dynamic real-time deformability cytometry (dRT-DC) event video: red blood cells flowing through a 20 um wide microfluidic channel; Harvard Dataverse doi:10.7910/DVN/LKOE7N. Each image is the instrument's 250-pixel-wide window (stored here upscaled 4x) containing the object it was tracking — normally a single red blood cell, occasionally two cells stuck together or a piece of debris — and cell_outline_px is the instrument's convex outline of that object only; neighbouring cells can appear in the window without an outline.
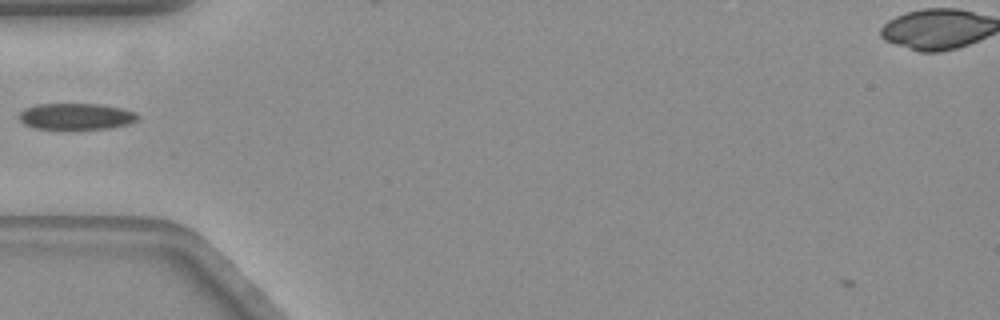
{"species": "common noctule bat (a hibernating species)", "species_latin": "Nyctalus noctula", "temperature_condition": "warm", "stored_images_in_passage": 42, "camera_frame_rate_fps": 3000, "um_per_image_px": 0.085, "animal": {"sex": "female", "body_mass_g": 19.3, "forearm_length_mm": 54.1}, "frame": {"image": 1, "passage_image": 3, "time_ms": 0.667, "image_size_px": [1000, 320], "cell_outline_px": [[140, 120], [128, 124], [112, 128], [64, 132], [36, 128], [24, 124], [20, 120], [20, 112], [24, 108], [36, 104], [100, 104], [120, 108], [136, 112], [140, 116]], "centroid_in_image_um": [6.49, 9.94], "position_along_channel_um": 78.5, "area_um2": 19.19}}
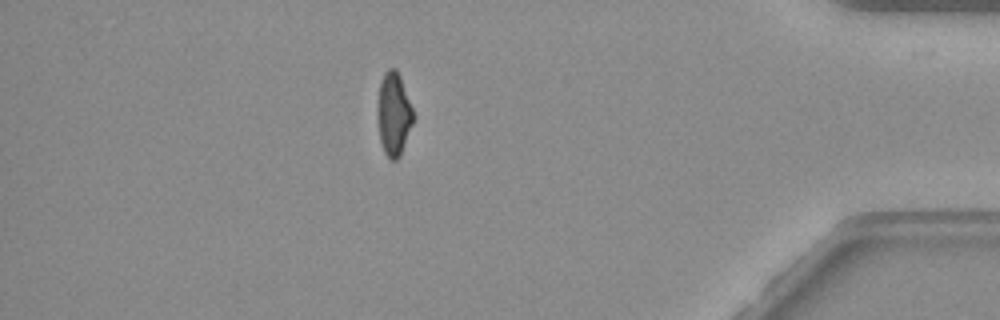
{"frame": {"image": 2, "passage_image": 34, "time_ms": 11.0, "image_size_px": [1000, 320], "cell_outline_px": [[412, 124], [400, 156], [396, 160], [392, 160], [384, 152], [380, 140], [376, 116], [376, 108], [380, 80], [384, 72], [388, 68], [396, 68], [400, 76], [412, 108]], "centroid_in_image_um": [33.42, 9.66], "position_along_channel_um": 401.8, "area_um2": 17.34}}
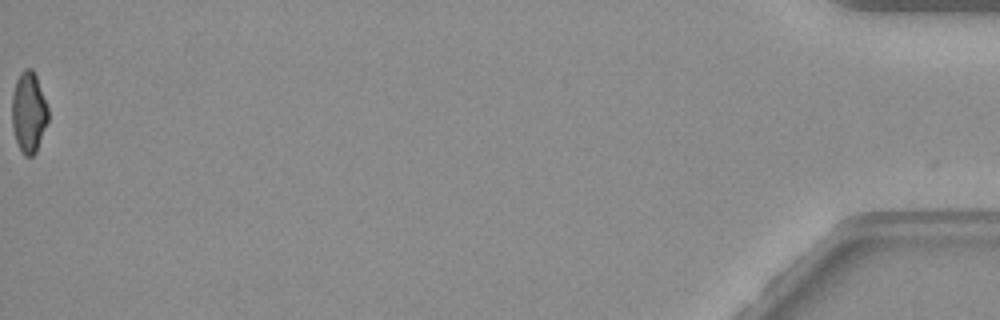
{"frame": {"image": 3, "passage_image": 42, "time_ms": 13.667, "image_size_px": [1000, 320], "cell_outline_px": [[48, 120], [36, 152], [32, 156], [24, 156], [16, 140], [12, 128], [12, 96], [16, 80], [20, 72], [24, 68], [32, 68], [36, 76], [48, 108]], "centroid_in_image_um": [2.43, 9.53], "position_along_channel_um": 432.8, "area_um2": 16.94}, "authors_computed_cell_mechanics": {"area_um2": 18.4382, "velocity_mm_per_s": 3.5532, "shape_relaxation_time_tau1_ms": 5.0628, "shape_relaxation_time_tau2_ms": 2.4305, "deformation_change_tau1": 0.1475, "deformation_change_tau2": 0.0716}}